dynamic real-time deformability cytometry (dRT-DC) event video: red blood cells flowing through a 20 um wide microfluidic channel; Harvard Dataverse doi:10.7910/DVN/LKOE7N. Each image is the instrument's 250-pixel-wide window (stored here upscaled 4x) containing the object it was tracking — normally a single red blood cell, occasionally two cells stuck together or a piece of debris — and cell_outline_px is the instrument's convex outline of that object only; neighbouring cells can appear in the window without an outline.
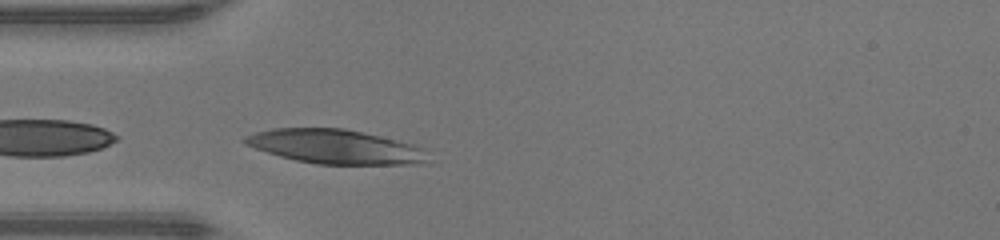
{"species": "human", "species_latin": "Homo sapiens", "temperature_condition": "warm", "stored_images_in_passage": 12, "camera_frame_rate_fps": 3000, "um_per_image_px": 0.085, "donor": {"sex": "male"}, "frame": {"image": 1, "passage_image": 1, "time_ms": 0.0, "image_size_px": [1000, 240], "cell_outline_px": [[424, 164], [316, 164], [296, 160], [280, 156], [244, 144], [240, 140], [244, 136], [256, 132], [272, 128], [344, 128], [380, 136], [412, 144], [420, 148], [424, 160]], "centroid_in_image_um": [28.39, 12.45], "position_along_channel_um": 56.6, "area_um2": 35.95}}
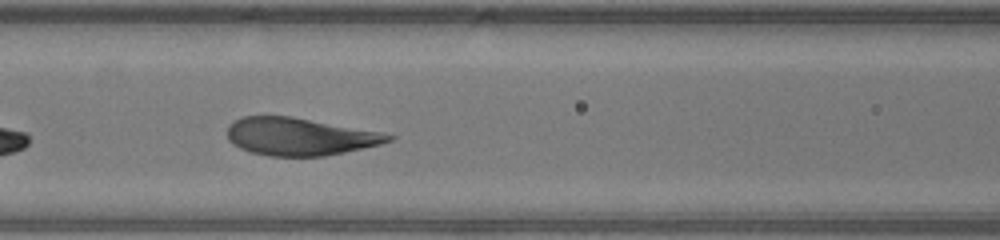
{"frame": {"image": 2, "passage_image": 7, "time_ms": 2.0, "image_size_px": [1000, 240], "cell_outline_px": [[396, 136], [392, 140], [380, 144], [344, 152], [324, 156], [268, 156], [252, 152], [240, 148], [232, 144], [228, 140], [228, 124], [240, 116], [292, 116], [384, 132]], "centroid_in_image_um": [25.47, 11.6], "position_along_channel_um": 141.1, "area_um2": 35.49}}
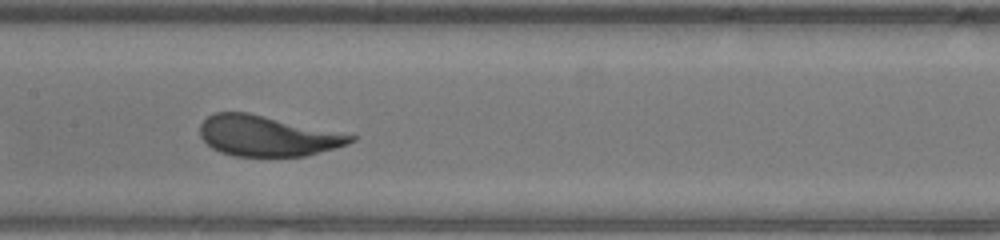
{"frame": {"image": 3, "passage_image": 10, "time_ms": 3.0, "image_size_px": [1000, 240], "cell_outline_px": [[356, 140], [348, 144], [304, 156], [236, 156], [220, 152], [212, 148], [200, 136], [200, 124], [208, 116], [216, 112], [248, 112], [356, 136]], "centroid_in_image_um": [22.68, 11.55], "position_along_channel_um": 184.7, "area_um2": 35.14}}